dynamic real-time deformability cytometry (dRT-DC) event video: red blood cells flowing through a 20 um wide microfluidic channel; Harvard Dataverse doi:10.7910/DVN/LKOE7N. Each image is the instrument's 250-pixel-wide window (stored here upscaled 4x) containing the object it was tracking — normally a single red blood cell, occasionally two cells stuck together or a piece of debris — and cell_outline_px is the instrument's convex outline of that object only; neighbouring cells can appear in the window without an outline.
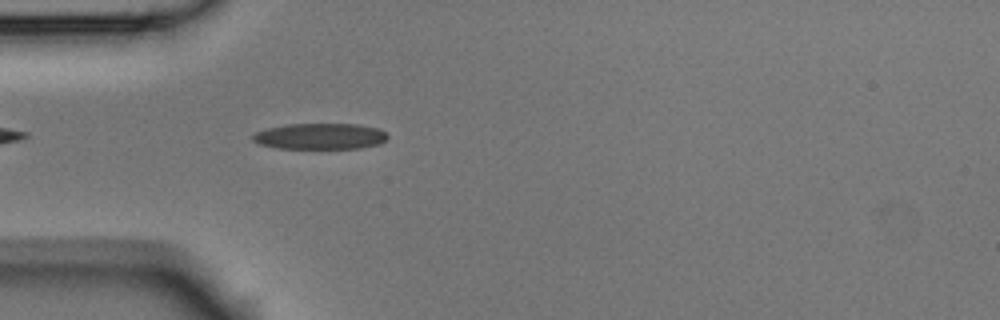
{"species": "Egyptian fruit bat (a non-hibernating species)", "species_latin": "Rousettus aegyptiacus", "temperature_condition": "room temperature", "stored_images_in_passage": 5, "camera_frame_rate_fps": 3000, "um_per_image_px": 0.085, "animal": {"sex": "male"}, "frame": {"image": 1, "passage_image": 5, "time_ms": 1.333, "image_size_px": [1000, 320], "cell_outline_px": [[388, 136], [380, 144], [360, 148], [276, 148], [260, 144], [252, 140], [252, 136], [256, 132], [264, 128], [288, 124], [356, 124], [380, 128]], "centroid_in_image_um": [27.19, 11.58], "position_along_channel_um": 57.8, "area_um2": 20.46}}